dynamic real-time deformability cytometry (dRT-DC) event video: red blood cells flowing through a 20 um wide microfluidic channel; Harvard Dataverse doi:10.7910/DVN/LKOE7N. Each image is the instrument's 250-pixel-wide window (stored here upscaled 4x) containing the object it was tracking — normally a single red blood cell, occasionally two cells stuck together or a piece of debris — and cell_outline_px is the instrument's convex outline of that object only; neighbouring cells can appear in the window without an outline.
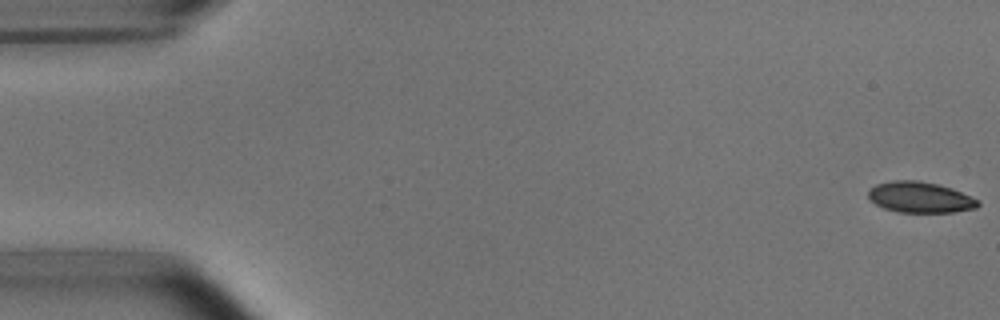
{"species": "common noctule bat (a hibernating species)", "species_latin": "Nyctalus noctula", "temperature_condition": "room temperature", "stored_images_in_passage": 6, "camera_frame_rate_fps": 3000, "um_per_image_px": 0.085, "animal": {"sex": "male", "body_mass_g": 15.6}, "frame": {"image": 1, "passage_image": 1, "time_ms": 0.0, "image_size_px": [1000, 320], "cell_outline_px": [[980, 204], [976, 208], [952, 212], [896, 212], [884, 208], [876, 204], [868, 196], [868, 188], [876, 184], [892, 180], [916, 180], [936, 184], [952, 188], [980, 200]], "centroid_in_image_um": [78.2, 16.76], "position_along_channel_um": 6.8, "area_um2": 19.77}}